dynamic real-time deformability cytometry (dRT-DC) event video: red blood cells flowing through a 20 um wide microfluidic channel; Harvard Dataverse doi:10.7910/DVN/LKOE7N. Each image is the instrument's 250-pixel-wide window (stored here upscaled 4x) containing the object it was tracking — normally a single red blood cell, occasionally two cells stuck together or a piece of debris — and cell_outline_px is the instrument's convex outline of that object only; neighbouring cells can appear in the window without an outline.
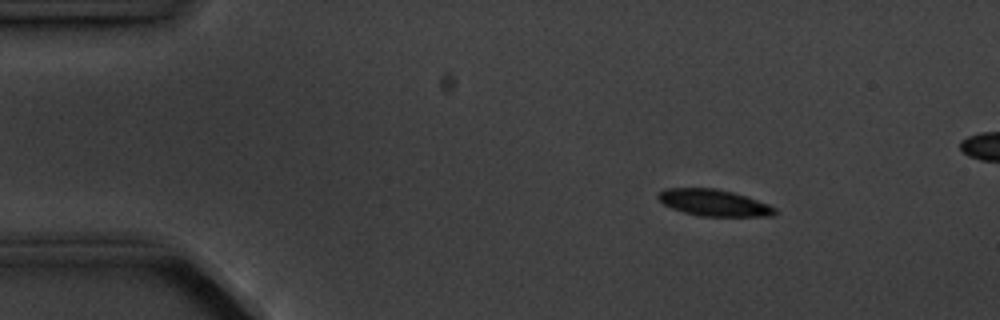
{"species": "common noctule bat (a hibernating species)", "species_latin": "Nyctalus noctula", "temperature_condition": "cold", "stored_images_in_passage": 5, "camera_frame_rate_fps": 3000, "um_per_image_px": 0.085, "animal": {"sex": "male", "body_mass_g": 20.1, "forearm_length_mm": 53.5}, "frame": {"image": 1, "passage_image": 2, "time_ms": 1.0, "image_size_px": [1000, 320], "cell_outline_px": [[776, 212], [772, 216], [700, 216], [684, 212], [672, 208], [664, 204], [656, 196], [664, 188], [716, 188], [732, 192], [768, 204], [776, 208]], "centroid_in_image_um": [60.66, 17.23], "position_along_channel_um": 24.3, "area_um2": 17.86}}